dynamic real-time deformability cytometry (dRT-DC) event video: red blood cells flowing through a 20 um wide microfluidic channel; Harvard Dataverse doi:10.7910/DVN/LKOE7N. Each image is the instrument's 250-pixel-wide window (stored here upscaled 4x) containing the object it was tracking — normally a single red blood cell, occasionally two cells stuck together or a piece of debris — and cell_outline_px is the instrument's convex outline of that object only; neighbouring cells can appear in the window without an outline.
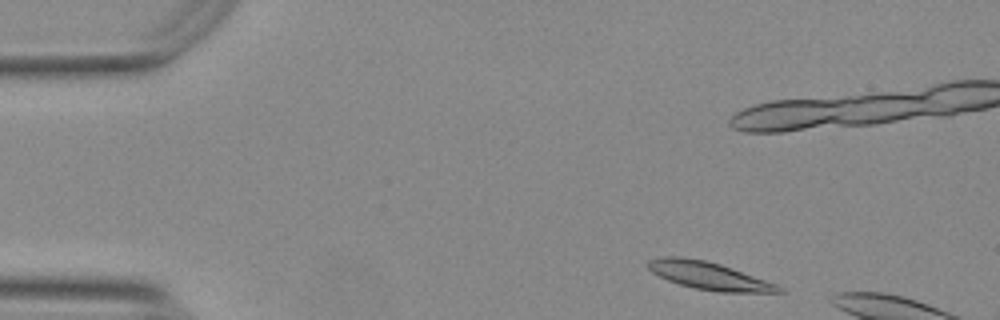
{"species": "Egyptian fruit bat (a non-hibernating species)", "species_latin": "Rousettus aegyptiacus", "temperature_condition": "warm", "stored_images_in_passage": 6, "camera_frame_rate_fps": 3000, "um_per_image_px": 0.085, "animal": {"sex": "female"}, "frame": {"image": 1, "passage_image": 1, "time_ms": 0.0, "image_size_px": [1000, 320], "cell_outline_px": [[784, 292], [720, 292], [696, 288], [680, 284], [668, 280], [652, 272], [644, 264], [648, 260], [664, 256], [680, 256], [704, 260], [720, 264], [732, 268], [776, 284], [784, 288]], "centroid_in_image_um": [60.22, 23.42], "position_along_channel_um": 24.8, "area_um2": 20.87}}